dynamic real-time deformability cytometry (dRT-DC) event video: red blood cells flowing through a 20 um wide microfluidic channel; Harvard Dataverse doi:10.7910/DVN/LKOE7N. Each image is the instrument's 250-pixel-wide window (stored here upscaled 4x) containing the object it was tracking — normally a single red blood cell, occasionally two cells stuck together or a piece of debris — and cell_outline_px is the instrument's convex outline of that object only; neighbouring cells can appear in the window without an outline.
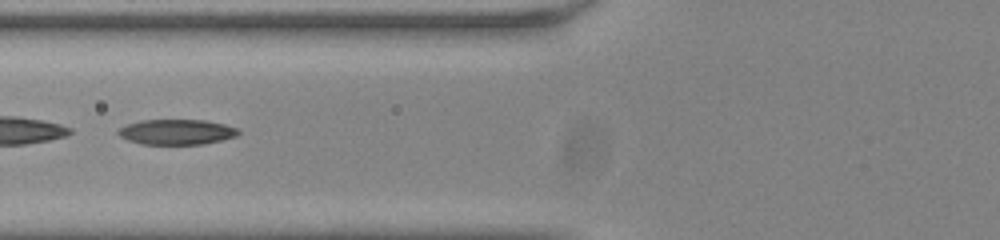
{"species": "common noctule bat (a hibernating species)", "species_latin": "Nyctalus noctula", "temperature_condition": "room temperature", "stored_images_in_passage": 37, "camera_frame_rate_fps": 3000, "um_per_image_px": 0.085, "animal": {"sex": "male", "body_mass_g": 20.0, "forearm_length_mm": 53.3}, "frame": {"image": 1, "passage_image": 6, "time_ms": 1.667, "image_size_px": [1000, 240], "cell_outline_px": [[240, 132], [236, 136], [204, 144], [144, 144], [128, 140], [120, 136], [116, 132], [120, 128], [128, 124], [140, 120], [204, 120], [224, 124], [236, 128]], "centroid_in_image_um": [15.0, 11.21], "position_along_channel_um": 110.8, "area_um2": 17.51}}
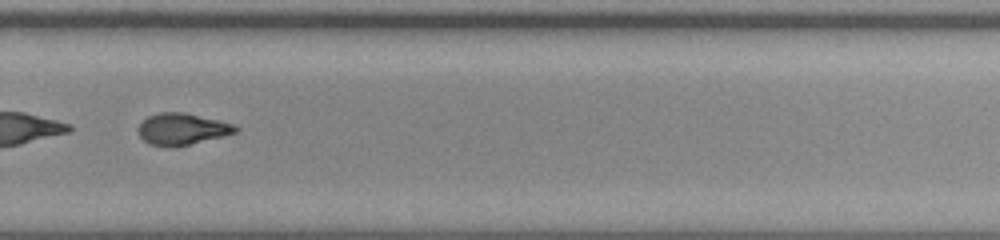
{"frame": {"image": 2, "passage_image": 22, "time_ms": 7.0, "image_size_px": [1000, 240], "cell_outline_px": [[240, 128], [236, 132], [188, 144], [148, 144], [140, 136], [136, 128], [148, 116], [160, 112], [184, 112], [236, 124]], "centroid_in_image_um": [15.48, 10.92], "position_along_channel_um": 314.3, "area_um2": 17.28}, "authors_computed_cell_mechanics": {"area_um2": 18.1492, "velocity_mm_per_s": 3.82, "shape_relaxation_time_tau1_ms": null, "shape_relaxation_time_tau2_ms": 2.248, "deformation_change_tau1": null, "deformation_change_tau2": 0.0927}}